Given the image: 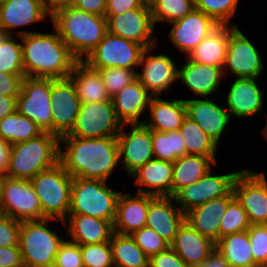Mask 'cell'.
Here are the masks:
<instances>
[{
	"label": "cell",
	"mask_w": 267,
	"mask_h": 267,
	"mask_svg": "<svg viewBox=\"0 0 267 267\" xmlns=\"http://www.w3.org/2000/svg\"><path fill=\"white\" fill-rule=\"evenodd\" d=\"M240 0H195V8L213 18L219 25H229Z\"/></svg>",
	"instance_id": "obj_43"
},
{
	"label": "cell",
	"mask_w": 267,
	"mask_h": 267,
	"mask_svg": "<svg viewBox=\"0 0 267 267\" xmlns=\"http://www.w3.org/2000/svg\"><path fill=\"white\" fill-rule=\"evenodd\" d=\"M25 75L0 72V95L18 96Z\"/></svg>",
	"instance_id": "obj_51"
},
{
	"label": "cell",
	"mask_w": 267,
	"mask_h": 267,
	"mask_svg": "<svg viewBox=\"0 0 267 267\" xmlns=\"http://www.w3.org/2000/svg\"><path fill=\"white\" fill-rule=\"evenodd\" d=\"M233 192L251 225L267 224V179L264 171L240 170Z\"/></svg>",
	"instance_id": "obj_12"
},
{
	"label": "cell",
	"mask_w": 267,
	"mask_h": 267,
	"mask_svg": "<svg viewBox=\"0 0 267 267\" xmlns=\"http://www.w3.org/2000/svg\"><path fill=\"white\" fill-rule=\"evenodd\" d=\"M21 222L0 213V246H20Z\"/></svg>",
	"instance_id": "obj_49"
},
{
	"label": "cell",
	"mask_w": 267,
	"mask_h": 267,
	"mask_svg": "<svg viewBox=\"0 0 267 267\" xmlns=\"http://www.w3.org/2000/svg\"><path fill=\"white\" fill-rule=\"evenodd\" d=\"M155 197L141 193H136L135 195L120 193L116 205L113 232L132 235L135 231L145 227L149 203Z\"/></svg>",
	"instance_id": "obj_20"
},
{
	"label": "cell",
	"mask_w": 267,
	"mask_h": 267,
	"mask_svg": "<svg viewBox=\"0 0 267 267\" xmlns=\"http://www.w3.org/2000/svg\"><path fill=\"white\" fill-rule=\"evenodd\" d=\"M6 36L7 34L5 33V31L0 27V44Z\"/></svg>",
	"instance_id": "obj_60"
},
{
	"label": "cell",
	"mask_w": 267,
	"mask_h": 267,
	"mask_svg": "<svg viewBox=\"0 0 267 267\" xmlns=\"http://www.w3.org/2000/svg\"><path fill=\"white\" fill-rule=\"evenodd\" d=\"M179 130L185 143L187 154L211 157L217 162L215 155L218 144L194 120L186 117Z\"/></svg>",
	"instance_id": "obj_38"
},
{
	"label": "cell",
	"mask_w": 267,
	"mask_h": 267,
	"mask_svg": "<svg viewBox=\"0 0 267 267\" xmlns=\"http://www.w3.org/2000/svg\"><path fill=\"white\" fill-rule=\"evenodd\" d=\"M6 177H7L6 174L0 173V199H1V196H2L3 183H4V180H5Z\"/></svg>",
	"instance_id": "obj_59"
},
{
	"label": "cell",
	"mask_w": 267,
	"mask_h": 267,
	"mask_svg": "<svg viewBox=\"0 0 267 267\" xmlns=\"http://www.w3.org/2000/svg\"><path fill=\"white\" fill-rule=\"evenodd\" d=\"M74 0H45L47 9L50 13L58 9L59 7L71 5Z\"/></svg>",
	"instance_id": "obj_58"
},
{
	"label": "cell",
	"mask_w": 267,
	"mask_h": 267,
	"mask_svg": "<svg viewBox=\"0 0 267 267\" xmlns=\"http://www.w3.org/2000/svg\"><path fill=\"white\" fill-rule=\"evenodd\" d=\"M18 30L22 40L25 76L33 78H68L78 59L71 53L60 34Z\"/></svg>",
	"instance_id": "obj_2"
},
{
	"label": "cell",
	"mask_w": 267,
	"mask_h": 267,
	"mask_svg": "<svg viewBox=\"0 0 267 267\" xmlns=\"http://www.w3.org/2000/svg\"><path fill=\"white\" fill-rule=\"evenodd\" d=\"M0 267H24L20 246H0Z\"/></svg>",
	"instance_id": "obj_53"
},
{
	"label": "cell",
	"mask_w": 267,
	"mask_h": 267,
	"mask_svg": "<svg viewBox=\"0 0 267 267\" xmlns=\"http://www.w3.org/2000/svg\"><path fill=\"white\" fill-rule=\"evenodd\" d=\"M96 70L101 75L106 90L111 98L137 79V71L133 69L110 67Z\"/></svg>",
	"instance_id": "obj_44"
},
{
	"label": "cell",
	"mask_w": 267,
	"mask_h": 267,
	"mask_svg": "<svg viewBox=\"0 0 267 267\" xmlns=\"http://www.w3.org/2000/svg\"><path fill=\"white\" fill-rule=\"evenodd\" d=\"M184 103L187 117L194 120L219 145L220 138L231 120L228 110L209 98L184 99Z\"/></svg>",
	"instance_id": "obj_23"
},
{
	"label": "cell",
	"mask_w": 267,
	"mask_h": 267,
	"mask_svg": "<svg viewBox=\"0 0 267 267\" xmlns=\"http://www.w3.org/2000/svg\"><path fill=\"white\" fill-rule=\"evenodd\" d=\"M216 163L211 157L202 155L187 154L179 157L173 163L171 197L201 179Z\"/></svg>",
	"instance_id": "obj_34"
},
{
	"label": "cell",
	"mask_w": 267,
	"mask_h": 267,
	"mask_svg": "<svg viewBox=\"0 0 267 267\" xmlns=\"http://www.w3.org/2000/svg\"><path fill=\"white\" fill-rule=\"evenodd\" d=\"M106 184L103 180L73 178L69 214L88 215L113 224L120 192Z\"/></svg>",
	"instance_id": "obj_6"
},
{
	"label": "cell",
	"mask_w": 267,
	"mask_h": 267,
	"mask_svg": "<svg viewBox=\"0 0 267 267\" xmlns=\"http://www.w3.org/2000/svg\"><path fill=\"white\" fill-rule=\"evenodd\" d=\"M152 148L155 159L174 163L179 157L187 155L180 130L159 132L152 130Z\"/></svg>",
	"instance_id": "obj_39"
},
{
	"label": "cell",
	"mask_w": 267,
	"mask_h": 267,
	"mask_svg": "<svg viewBox=\"0 0 267 267\" xmlns=\"http://www.w3.org/2000/svg\"><path fill=\"white\" fill-rule=\"evenodd\" d=\"M229 25H220L210 35L205 37L188 55L194 63L220 67L223 69L228 47Z\"/></svg>",
	"instance_id": "obj_33"
},
{
	"label": "cell",
	"mask_w": 267,
	"mask_h": 267,
	"mask_svg": "<svg viewBox=\"0 0 267 267\" xmlns=\"http://www.w3.org/2000/svg\"><path fill=\"white\" fill-rule=\"evenodd\" d=\"M71 5L88 13L106 16L107 0H74Z\"/></svg>",
	"instance_id": "obj_54"
},
{
	"label": "cell",
	"mask_w": 267,
	"mask_h": 267,
	"mask_svg": "<svg viewBox=\"0 0 267 267\" xmlns=\"http://www.w3.org/2000/svg\"><path fill=\"white\" fill-rule=\"evenodd\" d=\"M0 72L25 75L22 44L15 40L13 34L7 35L0 44Z\"/></svg>",
	"instance_id": "obj_41"
},
{
	"label": "cell",
	"mask_w": 267,
	"mask_h": 267,
	"mask_svg": "<svg viewBox=\"0 0 267 267\" xmlns=\"http://www.w3.org/2000/svg\"><path fill=\"white\" fill-rule=\"evenodd\" d=\"M170 247L189 266L203 264L215 251L216 243L196 231L186 220L178 228Z\"/></svg>",
	"instance_id": "obj_24"
},
{
	"label": "cell",
	"mask_w": 267,
	"mask_h": 267,
	"mask_svg": "<svg viewBox=\"0 0 267 267\" xmlns=\"http://www.w3.org/2000/svg\"><path fill=\"white\" fill-rule=\"evenodd\" d=\"M148 0H107L106 16H118L142 7Z\"/></svg>",
	"instance_id": "obj_52"
},
{
	"label": "cell",
	"mask_w": 267,
	"mask_h": 267,
	"mask_svg": "<svg viewBox=\"0 0 267 267\" xmlns=\"http://www.w3.org/2000/svg\"><path fill=\"white\" fill-rule=\"evenodd\" d=\"M122 123L118 120L112 99L81 103L72 130L62 137L104 138L118 136Z\"/></svg>",
	"instance_id": "obj_8"
},
{
	"label": "cell",
	"mask_w": 267,
	"mask_h": 267,
	"mask_svg": "<svg viewBox=\"0 0 267 267\" xmlns=\"http://www.w3.org/2000/svg\"><path fill=\"white\" fill-rule=\"evenodd\" d=\"M170 24L173 26L169 32V40L186 55L220 26L213 18L196 8Z\"/></svg>",
	"instance_id": "obj_19"
},
{
	"label": "cell",
	"mask_w": 267,
	"mask_h": 267,
	"mask_svg": "<svg viewBox=\"0 0 267 267\" xmlns=\"http://www.w3.org/2000/svg\"><path fill=\"white\" fill-rule=\"evenodd\" d=\"M81 103L111 100L101 75L83 60H78L69 74Z\"/></svg>",
	"instance_id": "obj_32"
},
{
	"label": "cell",
	"mask_w": 267,
	"mask_h": 267,
	"mask_svg": "<svg viewBox=\"0 0 267 267\" xmlns=\"http://www.w3.org/2000/svg\"><path fill=\"white\" fill-rule=\"evenodd\" d=\"M240 171L223 175H212L211 169L197 182L182 188L174 199L177 206L186 214L204 203L228 195Z\"/></svg>",
	"instance_id": "obj_14"
},
{
	"label": "cell",
	"mask_w": 267,
	"mask_h": 267,
	"mask_svg": "<svg viewBox=\"0 0 267 267\" xmlns=\"http://www.w3.org/2000/svg\"><path fill=\"white\" fill-rule=\"evenodd\" d=\"M251 223L248 219L247 213L234 197L226 208L225 214L220 223V238L248 230Z\"/></svg>",
	"instance_id": "obj_42"
},
{
	"label": "cell",
	"mask_w": 267,
	"mask_h": 267,
	"mask_svg": "<svg viewBox=\"0 0 267 267\" xmlns=\"http://www.w3.org/2000/svg\"><path fill=\"white\" fill-rule=\"evenodd\" d=\"M267 115V114H266ZM267 118V116H266ZM263 131V135L265 136L266 140H267V120H266V124H265V127L262 129Z\"/></svg>",
	"instance_id": "obj_61"
},
{
	"label": "cell",
	"mask_w": 267,
	"mask_h": 267,
	"mask_svg": "<svg viewBox=\"0 0 267 267\" xmlns=\"http://www.w3.org/2000/svg\"><path fill=\"white\" fill-rule=\"evenodd\" d=\"M52 134L61 138L73 128L81 102L71 79L51 78Z\"/></svg>",
	"instance_id": "obj_16"
},
{
	"label": "cell",
	"mask_w": 267,
	"mask_h": 267,
	"mask_svg": "<svg viewBox=\"0 0 267 267\" xmlns=\"http://www.w3.org/2000/svg\"><path fill=\"white\" fill-rule=\"evenodd\" d=\"M248 236L255 263L267 267V224L251 225Z\"/></svg>",
	"instance_id": "obj_47"
},
{
	"label": "cell",
	"mask_w": 267,
	"mask_h": 267,
	"mask_svg": "<svg viewBox=\"0 0 267 267\" xmlns=\"http://www.w3.org/2000/svg\"><path fill=\"white\" fill-rule=\"evenodd\" d=\"M84 267H114L110 242L80 245Z\"/></svg>",
	"instance_id": "obj_45"
},
{
	"label": "cell",
	"mask_w": 267,
	"mask_h": 267,
	"mask_svg": "<svg viewBox=\"0 0 267 267\" xmlns=\"http://www.w3.org/2000/svg\"><path fill=\"white\" fill-rule=\"evenodd\" d=\"M144 49L141 44L107 32L83 61L93 69L119 67L135 70Z\"/></svg>",
	"instance_id": "obj_9"
},
{
	"label": "cell",
	"mask_w": 267,
	"mask_h": 267,
	"mask_svg": "<svg viewBox=\"0 0 267 267\" xmlns=\"http://www.w3.org/2000/svg\"><path fill=\"white\" fill-rule=\"evenodd\" d=\"M17 111L52 133L51 78L25 76L17 96Z\"/></svg>",
	"instance_id": "obj_10"
},
{
	"label": "cell",
	"mask_w": 267,
	"mask_h": 267,
	"mask_svg": "<svg viewBox=\"0 0 267 267\" xmlns=\"http://www.w3.org/2000/svg\"><path fill=\"white\" fill-rule=\"evenodd\" d=\"M156 46L143 50L140 58L142 72H137L138 81L153 95L160 96L177 82L178 68L172 58L165 54H149Z\"/></svg>",
	"instance_id": "obj_18"
},
{
	"label": "cell",
	"mask_w": 267,
	"mask_h": 267,
	"mask_svg": "<svg viewBox=\"0 0 267 267\" xmlns=\"http://www.w3.org/2000/svg\"><path fill=\"white\" fill-rule=\"evenodd\" d=\"M110 245L114 267H149V257L131 235L113 232Z\"/></svg>",
	"instance_id": "obj_36"
},
{
	"label": "cell",
	"mask_w": 267,
	"mask_h": 267,
	"mask_svg": "<svg viewBox=\"0 0 267 267\" xmlns=\"http://www.w3.org/2000/svg\"><path fill=\"white\" fill-rule=\"evenodd\" d=\"M0 213L20 222L47 219L30 180L10 177L3 183Z\"/></svg>",
	"instance_id": "obj_11"
},
{
	"label": "cell",
	"mask_w": 267,
	"mask_h": 267,
	"mask_svg": "<svg viewBox=\"0 0 267 267\" xmlns=\"http://www.w3.org/2000/svg\"><path fill=\"white\" fill-rule=\"evenodd\" d=\"M51 20L61 39L78 60L86 58L108 32L105 17L79 10L72 5L53 11Z\"/></svg>",
	"instance_id": "obj_3"
},
{
	"label": "cell",
	"mask_w": 267,
	"mask_h": 267,
	"mask_svg": "<svg viewBox=\"0 0 267 267\" xmlns=\"http://www.w3.org/2000/svg\"><path fill=\"white\" fill-rule=\"evenodd\" d=\"M51 220L21 222L19 245L24 267H54L55 256L65 238L48 228Z\"/></svg>",
	"instance_id": "obj_7"
},
{
	"label": "cell",
	"mask_w": 267,
	"mask_h": 267,
	"mask_svg": "<svg viewBox=\"0 0 267 267\" xmlns=\"http://www.w3.org/2000/svg\"><path fill=\"white\" fill-rule=\"evenodd\" d=\"M176 205L174 197L156 196L149 203L146 217V227L153 229L170 245L178 228L185 221V213L179 207L176 208Z\"/></svg>",
	"instance_id": "obj_21"
},
{
	"label": "cell",
	"mask_w": 267,
	"mask_h": 267,
	"mask_svg": "<svg viewBox=\"0 0 267 267\" xmlns=\"http://www.w3.org/2000/svg\"><path fill=\"white\" fill-rule=\"evenodd\" d=\"M151 119L144 120L143 124L151 130L168 132L179 130L187 117L183 99L164 100L159 96L151 98L148 108Z\"/></svg>",
	"instance_id": "obj_31"
},
{
	"label": "cell",
	"mask_w": 267,
	"mask_h": 267,
	"mask_svg": "<svg viewBox=\"0 0 267 267\" xmlns=\"http://www.w3.org/2000/svg\"><path fill=\"white\" fill-rule=\"evenodd\" d=\"M154 25L172 23L195 9V0H148Z\"/></svg>",
	"instance_id": "obj_40"
},
{
	"label": "cell",
	"mask_w": 267,
	"mask_h": 267,
	"mask_svg": "<svg viewBox=\"0 0 267 267\" xmlns=\"http://www.w3.org/2000/svg\"><path fill=\"white\" fill-rule=\"evenodd\" d=\"M17 111V96L0 95V121Z\"/></svg>",
	"instance_id": "obj_55"
},
{
	"label": "cell",
	"mask_w": 267,
	"mask_h": 267,
	"mask_svg": "<svg viewBox=\"0 0 267 267\" xmlns=\"http://www.w3.org/2000/svg\"><path fill=\"white\" fill-rule=\"evenodd\" d=\"M60 138L43 132L27 141L11 145L7 177L31 180L39 172L52 168L59 162Z\"/></svg>",
	"instance_id": "obj_4"
},
{
	"label": "cell",
	"mask_w": 267,
	"mask_h": 267,
	"mask_svg": "<svg viewBox=\"0 0 267 267\" xmlns=\"http://www.w3.org/2000/svg\"><path fill=\"white\" fill-rule=\"evenodd\" d=\"M149 267H189L178 254L169 247L149 258Z\"/></svg>",
	"instance_id": "obj_50"
},
{
	"label": "cell",
	"mask_w": 267,
	"mask_h": 267,
	"mask_svg": "<svg viewBox=\"0 0 267 267\" xmlns=\"http://www.w3.org/2000/svg\"><path fill=\"white\" fill-rule=\"evenodd\" d=\"M48 11L45 0H5L0 4V27L7 35L12 29L45 21Z\"/></svg>",
	"instance_id": "obj_22"
},
{
	"label": "cell",
	"mask_w": 267,
	"mask_h": 267,
	"mask_svg": "<svg viewBox=\"0 0 267 267\" xmlns=\"http://www.w3.org/2000/svg\"><path fill=\"white\" fill-rule=\"evenodd\" d=\"M42 129L28 117L16 111L0 121V138L13 145L42 134Z\"/></svg>",
	"instance_id": "obj_37"
},
{
	"label": "cell",
	"mask_w": 267,
	"mask_h": 267,
	"mask_svg": "<svg viewBox=\"0 0 267 267\" xmlns=\"http://www.w3.org/2000/svg\"><path fill=\"white\" fill-rule=\"evenodd\" d=\"M62 144L66 146L64 151ZM118 162L117 136L60 138L59 163L73 178L106 181Z\"/></svg>",
	"instance_id": "obj_1"
},
{
	"label": "cell",
	"mask_w": 267,
	"mask_h": 267,
	"mask_svg": "<svg viewBox=\"0 0 267 267\" xmlns=\"http://www.w3.org/2000/svg\"><path fill=\"white\" fill-rule=\"evenodd\" d=\"M172 174L173 163L154 158L130 176L139 185L137 193L171 197Z\"/></svg>",
	"instance_id": "obj_28"
},
{
	"label": "cell",
	"mask_w": 267,
	"mask_h": 267,
	"mask_svg": "<svg viewBox=\"0 0 267 267\" xmlns=\"http://www.w3.org/2000/svg\"><path fill=\"white\" fill-rule=\"evenodd\" d=\"M131 236L149 258L170 247V244L157 232L146 226L135 231Z\"/></svg>",
	"instance_id": "obj_46"
},
{
	"label": "cell",
	"mask_w": 267,
	"mask_h": 267,
	"mask_svg": "<svg viewBox=\"0 0 267 267\" xmlns=\"http://www.w3.org/2000/svg\"><path fill=\"white\" fill-rule=\"evenodd\" d=\"M223 75L225 76L220 67L194 63L187 58L185 64L178 69L177 80L195 95L209 98L217 91Z\"/></svg>",
	"instance_id": "obj_30"
},
{
	"label": "cell",
	"mask_w": 267,
	"mask_h": 267,
	"mask_svg": "<svg viewBox=\"0 0 267 267\" xmlns=\"http://www.w3.org/2000/svg\"><path fill=\"white\" fill-rule=\"evenodd\" d=\"M30 182L39 198L43 215L63 223L70 211L73 177L58 162L52 168L39 172Z\"/></svg>",
	"instance_id": "obj_5"
},
{
	"label": "cell",
	"mask_w": 267,
	"mask_h": 267,
	"mask_svg": "<svg viewBox=\"0 0 267 267\" xmlns=\"http://www.w3.org/2000/svg\"><path fill=\"white\" fill-rule=\"evenodd\" d=\"M215 250L224 257L229 267H259L251 252L248 230L220 238Z\"/></svg>",
	"instance_id": "obj_35"
},
{
	"label": "cell",
	"mask_w": 267,
	"mask_h": 267,
	"mask_svg": "<svg viewBox=\"0 0 267 267\" xmlns=\"http://www.w3.org/2000/svg\"><path fill=\"white\" fill-rule=\"evenodd\" d=\"M11 145L0 138V173H7Z\"/></svg>",
	"instance_id": "obj_56"
},
{
	"label": "cell",
	"mask_w": 267,
	"mask_h": 267,
	"mask_svg": "<svg viewBox=\"0 0 267 267\" xmlns=\"http://www.w3.org/2000/svg\"><path fill=\"white\" fill-rule=\"evenodd\" d=\"M132 130L126 134L123 130L125 124L117 136L119 161L131 175L146 162L154 159L152 148V130L144 124H129ZM123 156V157H122Z\"/></svg>",
	"instance_id": "obj_17"
},
{
	"label": "cell",
	"mask_w": 267,
	"mask_h": 267,
	"mask_svg": "<svg viewBox=\"0 0 267 267\" xmlns=\"http://www.w3.org/2000/svg\"><path fill=\"white\" fill-rule=\"evenodd\" d=\"M62 224L68 227L66 232L70 236L69 240L79 245L110 242L113 234L110 221L88 215L68 214Z\"/></svg>",
	"instance_id": "obj_29"
},
{
	"label": "cell",
	"mask_w": 267,
	"mask_h": 267,
	"mask_svg": "<svg viewBox=\"0 0 267 267\" xmlns=\"http://www.w3.org/2000/svg\"><path fill=\"white\" fill-rule=\"evenodd\" d=\"M108 32L141 44L144 48L156 46L155 25L148 1L140 8L129 10L118 16H105Z\"/></svg>",
	"instance_id": "obj_15"
},
{
	"label": "cell",
	"mask_w": 267,
	"mask_h": 267,
	"mask_svg": "<svg viewBox=\"0 0 267 267\" xmlns=\"http://www.w3.org/2000/svg\"><path fill=\"white\" fill-rule=\"evenodd\" d=\"M152 97L153 95L136 79L111 99L118 120L128 126L143 124L144 120H141L140 116L149 108Z\"/></svg>",
	"instance_id": "obj_27"
},
{
	"label": "cell",
	"mask_w": 267,
	"mask_h": 267,
	"mask_svg": "<svg viewBox=\"0 0 267 267\" xmlns=\"http://www.w3.org/2000/svg\"><path fill=\"white\" fill-rule=\"evenodd\" d=\"M262 59L257 47L238 26L231 25L223 74L229 69L236 78H259L264 69Z\"/></svg>",
	"instance_id": "obj_13"
},
{
	"label": "cell",
	"mask_w": 267,
	"mask_h": 267,
	"mask_svg": "<svg viewBox=\"0 0 267 267\" xmlns=\"http://www.w3.org/2000/svg\"><path fill=\"white\" fill-rule=\"evenodd\" d=\"M257 78H236L226 97V109L230 117L249 118L263 112V91L256 83Z\"/></svg>",
	"instance_id": "obj_25"
},
{
	"label": "cell",
	"mask_w": 267,
	"mask_h": 267,
	"mask_svg": "<svg viewBox=\"0 0 267 267\" xmlns=\"http://www.w3.org/2000/svg\"><path fill=\"white\" fill-rule=\"evenodd\" d=\"M233 190L226 196L212 199L185 214V220L199 233L216 243L220 239V223L228 203L234 198Z\"/></svg>",
	"instance_id": "obj_26"
},
{
	"label": "cell",
	"mask_w": 267,
	"mask_h": 267,
	"mask_svg": "<svg viewBox=\"0 0 267 267\" xmlns=\"http://www.w3.org/2000/svg\"><path fill=\"white\" fill-rule=\"evenodd\" d=\"M54 267H84L80 245L65 239L55 256Z\"/></svg>",
	"instance_id": "obj_48"
},
{
	"label": "cell",
	"mask_w": 267,
	"mask_h": 267,
	"mask_svg": "<svg viewBox=\"0 0 267 267\" xmlns=\"http://www.w3.org/2000/svg\"><path fill=\"white\" fill-rule=\"evenodd\" d=\"M195 267H229V264L224 257L215 250L203 264L196 265Z\"/></svg>",
	"instance_id": "obj_57"
}]
</instances>
